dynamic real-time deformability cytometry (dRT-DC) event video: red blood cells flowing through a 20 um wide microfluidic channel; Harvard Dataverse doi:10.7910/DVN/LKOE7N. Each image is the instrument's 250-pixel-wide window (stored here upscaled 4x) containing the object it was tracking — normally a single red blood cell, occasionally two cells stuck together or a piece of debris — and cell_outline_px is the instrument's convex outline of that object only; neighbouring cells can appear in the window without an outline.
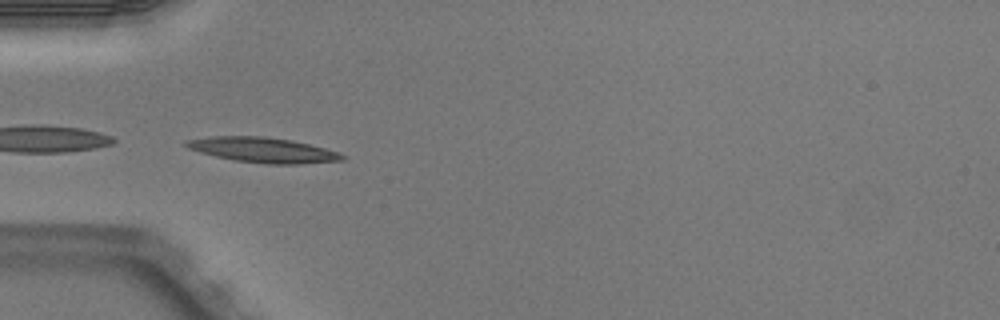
{"species": "Egyptian fruit bat (a non-hibernating species)", "species_latin": "Rousettus aegyptiacus", "temperature_condition": "warm", "stored_images_in_passage": 5, "camera_frame_rate_fps": 3000, "um_per_image_px": 0.085, "animal": {"sex": "male"}, "frame": {"image": 1, "passage_image": 3, "time_ms": 0.667, "image_size_px": [1000, 320], "cell_outline_px": [[348, 156], [344, 160], [300, 164], [268, 164], [236, 160], [216, 156], [200, 152], [188, 148], [184, 144], [184, 140], [212, 136], [264, 136], [292, 140], [340, 152]], "centroid_in_image_um": [22.38, 12.74], "position_along_channel_um": 62.6, "area_um2": 22.83}}
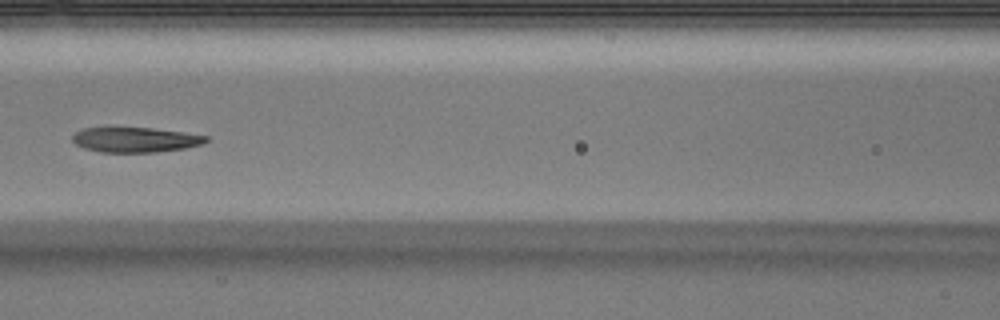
{"frame": {"image": 2, "passage_image": 5, "time_ms": 1.333, "image_size_px": [1000, 320], "cell_outline_px": [[208, 140], [204, 144], [184, 148], [156, 152], [100, 152], [84, 148], [76, 144], [72, 140], [72, 136], [76, 132], [84, 128], [152, 128], [184, 132], [208, 136]], "centroid_in_image_um": [11.52, 11.88], "position_along_channel_um": 155.1, "area_um2": 19.36}}